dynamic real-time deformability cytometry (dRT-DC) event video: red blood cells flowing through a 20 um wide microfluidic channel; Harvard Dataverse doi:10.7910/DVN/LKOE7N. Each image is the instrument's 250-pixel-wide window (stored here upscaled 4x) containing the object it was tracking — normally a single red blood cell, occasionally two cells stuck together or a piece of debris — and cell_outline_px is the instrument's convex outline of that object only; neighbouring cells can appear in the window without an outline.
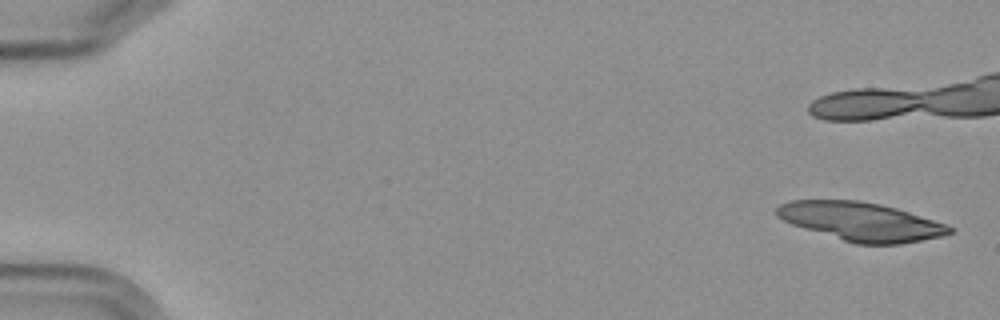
{"species": "Egyptian fruit bat (a non-hibernating species)", "species_latin": "Rousettus aegyptiacus", "temperature_condition": "cold", "stored_images_in_passage": 6, "camera_frame_rate_fps": 3000, "um_per_image_px": 0.085, "frame": {"image": 1, "passage_image": 1, "time_ms": 0.0, "image_size_px": [1000, 320], "cell_outline_px": [[952, 232], [940, 236], [900, 244], [856, 244], [804, 228], [792, 224], [776, 216], [776, 208], [780, 204], [792, 200], [860, 200], [880, 204], [896, 208], [944, 224], [952, 228]], "centroid_in_image_um": [73.13, 18.82], "position_along_channel_um": 11.9, "area_um2": 38.21}}